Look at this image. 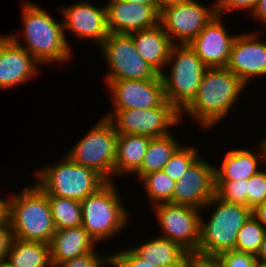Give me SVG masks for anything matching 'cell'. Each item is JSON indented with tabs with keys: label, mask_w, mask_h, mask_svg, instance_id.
Returning <instances> with one entry per match:
<instances>
[{
	"label": "cell",
	"mask_w": 266,
	"mask_h": 267,
	"mask_svg": "<svg viewBox=\"0 0 266 267\" xmlns=\"http://www.w3.org/2000/svg\"><path fill=\"white\" fill-rule=\"evenodd\" d=\"M24 2V3H23ZM22 2V39L12 33L8 35L24 48L40 64L67 63L73 60V53L64 33L63 21L57 22L47 11L33 2Z\"/></svg>",
	"instance_id": "1"
},
{
	"label": "cell",
	"mask_w": 266,
	"mask_h": 267,
	"mask_svg": "<svg viewBox=\"0 0 266 267\" xmlns=\"http://www.w3.org/2000/svg\"><path fill=\"white\" fill-rule=\"evenodd\" d=\"M246 84L226 67L207 68L193 101L180 113L209 129L228 116Z\"/></svg>",
	"instance_id": "2"
},
{
	"label": "cell",
	"mask_w": 266,
	"mask_h": 267,
	"mask_svg": "<svg viewBox=\"0 0 266 267\" xmlns=\"http://www.w3.org/2000/svg\"><path fill=\"white\" fill-rule=\"evenodd\" d=\"M8 222L13 237L49 244L56 232L47 194L34 182L8 197Z\"/></svg>",
	"instance_id": "3"
},
{
	"label": "cell",
	"mask_w": 266,
	"mask_h": 267,
	"mask_svg": "<svg viewBox=\"0 0 266 267\" xmlns=\"http://www.w3.org/2000/svg\"><path fill=\"white\" fill-rule=\"evenodd\" d=\"M214 208L209 220L200 218V240L197 255L200 258H216L219 254L235 250L239 230L252 215L246 206L230 203L215 196L203 207Z\"/></svg>",
	"instance_id": "4"
},
{
	"label": "cell",
	"mask_w": 266,
	"mask_h": 267,
	"mask_svg": "<svg viewBox=\"0 0 266 267\" xmlns=\"http://www.w3.org/2000/svg\"><path fill=\"white\" fill-rule=\"evenodd\" d=\"M116 188L114 181H107L95 193L80 202L82 227L96 243L120 235V231L130 223L131 215L123 205Z\"/></svg>",
	"instance_id": "5"
},
{
	"label": "cell",
	"mask_w": 266,
	"mask_h": 267,
	"mask_svg": "<svg viewBox=\"0 0 266 267\" xmlns=\"http://www.w3.org/2000/svg\"><path fill=\"white\" fill-rule=\"evenodd\" d=\"M34 176V182L47 196H59L80 202L107 182L96 171L73 162L65 154L59 163L36 170Z\"/></svg>",
	"instance_id": "6"
},
{
	"label": "cell",
	"mask_w": 266,
	"mask_h": 267,
	"mask_svg": "<svg viewBox=\"0 0 266 267\" xmlns=\"http://www.w3.org/2000/svg\"><path fill=\"white\" fill-rule=\"evenodd\" d=\"M166 67L169 74H161L165 99L181 113L195 98L208 67L188 44L172 46Z\"/></svg>",
	"instance_id": "7"
},
{
	"label": "cell",
	"mask_w": 266,
	"mask_h": 267,
	"mask_svg": "<svg viewBox=\"0 0 266 267\" xmlns=\"http://www.w3.org/2000/svg\"><path fill=\"white\" fill-rule=\"evenodd\" d=\"M85 134L65 155L73 162L93 169L106 181H114L118 136L114 125L103 117Z\"/></svg>",
	"instance_id": "8"
},
{
	"label": "cell",
	"mask_w": 266,
	"mask_h": 267,
	"mask_svg": "<svg viewBox=\"0 0 266 267\" xmlns=\"http://www.w3.org/2000/svg\"><path fill=\"white\" fill-rule=\"evenodd\" d=\"M103 53L108 72L105 83L116 80H147L159 73L139 54L130 34L109 33L98 46Z\"/></svg>",
	"instance_id": "9"
},
{
	"label": "cell",
	"mask_w": 266,
	"mask_h": 267,
	"mask_svg": "<svg viewBox=\"0 0 266 267\" xmlns=\"http://www.w3.org/2000/svg\"><path fill=\"white\" fill-rule=\"evenodd\" d=\"M114 125L117 134H135L150 138L172 133V126L181 124L180 113L165 100L160 106L149 109L114 110L103 116Z\"/></svg>",
	"instance_id": "10"
},
{
	"label": "cell",
	"mask_w": 266,
	"mask_h": 267,
	"mask_svg": "<svg viewBox=\"0 0 266 267\" xmlns=\"http://www.w3.org/2000/svg\"><path fill=\"white\" fill-rule=\"evenodd\" d=\"M214 15L215 2L206 7L197 0H184L161 7L160 25L173 44H189Z\"/></svg>",
	"instance_id": "11"
},
{
	"label": "cell",
	"mask_w": 266,
	"mask_h": 267,
	"mask_svg": "<svg viewBox=\"0 0 266 267\" xmlns=\"http://www.w3.org/2000/svg\"><path fill=\"white\" fill-rule=\"evenodd\" d=\"M160 237L178 243L190 255H197L200 240V209L172 204L160 203L153 206Z\"/></svg>",
	"instance_id": "12"
},
{
	"label": "cell",
	"mask_w": 266,
	"mask_h": 267,
	"mask_svg": "<svg viewBox=\"0 0 266 267\" xmlns=\"http://www.w3.org/2000/svg\"><path fill=\"white\" fill-rule=\"evenodd\" d=\"M214 196L215 166L200 156L176 182L171 203L203 211Z\"/></svg>",
	"instance_id": "13"
},
{
	"label": "cell",
	"mask_w": 266,
	"mask_h": 267,
	"mask_svg": "<svg viewBox=\"0 0 266 267\" xmlns=\"http://www.w3.org/2000/svg\"><path fill=\"white\" fill-rule=\"evenodd\" d=\"M106 87L111 94L112 110L149 109L166 100L161 74L147 80L109 81Z\"/></svg>",
	"instance_id": "14"
},
{
	"label": "cell",
	"mask_w": 266,
	"mask_h": 267,
	"mask_svg": "<svg viewBox=\"0 0 266 267\" xmlns=\"http://www.w3.org/2000/svg\"><path fill=\"white\" fill-rule=\"evenodd\" d=\"M59 9L64 15V33L71 31L77 39L93 41L97 46L109 35L105 5L96 7L82 0Z\"/></svg>",
	"instance_id": "15"
},
{
	"label": "cell",
	"mask_w": 266,
	"mask_h": 267,
	"mask_svg": "<svg viewBox=\"0 0 266 267\" xmlns=\"http://www.w3.org/2000/svg\"><path fill=\"white\" fill-rule=\"evenodd\" d=\"M259 31L237 34L226 68L246 85L255 76H266V42Z\"/></svg>",
	"instance_id": "16"
},
{
	"label": "cell",
	"mask_w": 266,
	"mask_h": 267,
	"mask_svg": "<svg viewBox=\"0 0 266 267\" xmlns=\"http://www.w3.org/2000/svg\"><path fill=\"white\" fill-rule=\"evenodd\" d=\"M105 6L109 33L130 34L160 24L159 5L109 0Z\"/></svg>",
	"instance_id": "17"
},
{
	"label": "cell",
	"mask_w": 266,
	"mask_h": 267,
	"mask_svg": "<svg viewBox=\"0 0 266 267\" xmlns=\"http://www.w3.org/2000/svg\"><path fill=\"white\" fill-rule=\"evenodd\" d=\"M222 17L219 14L214 15L188 44L208 68L226 67L237 36L228 33Z\"/></svg>",
	"instance_id": "18"
},
{
	"label": "cell",
	"mask_w": 266,
	"mask_h": 267,
	"mask_svg": "<svg viewBox=\"0 0 266 267\" xmlns=\"http://www.w3.org/2000/svg\"><path fill=\"white\" fill-rule=\"evenodd\" d=\"M41 64L7 34L0 35V89L26 83L38 75Z\"/></svg>",
	"instance_id": "19"
},
{
	"label": "cell",
	"mask_w": 266,
	"mask_h": 267,
	"mask_svg": "<svg viewBox=\"0 0 266 267\" xmlns=\"http://www.w3.org/2000/svg\"><path fill=\"white\" fill-rule=\"evenodd\" d=\"M50 258L55 267L65 260L85 255L96 249V241L82 227L56 230L50 243Z\"/></svg>",
	"instance_id": "20"
},
{
	"label": "cell",
	"mask_w": 266,
	"mask_h": 267,
	"mask_svg": "<svg viewBox=\"0 0 266 267\" xmlns=\"http://www.w3.org/2000/svg\"><path fill=\"white\" fill-rule=\"evenodd\" d=\"M130 35L138 54L162 74L174 45L163 27L159 24L150 29L132 32Z\"/></svg>",
	"instance_id": "21"
},
{
	"label": "cell",
	"mask_w": 266,
	"mask_h": 267,
	"mask_svg": "<svg viewBox=\"0 0 266 267\" xmlns=\"http://www.w3.org/2000/svg\"><path fill=\"white\" fill-rule=\"evenodd\" d=\"M258 154L248 149H233L224 156L220 167L215 166V181L248 180L258 173L260 161H266V149L261 141ZM261 159V160H260ZM260 160V161H259Z\"/></svg>",
	"instance_id": "22"
},
{
	"label": "cell",
	"mask_w": 266,
	"mask_h": 267,
	"mask_svg": "<svg viewBox=\"0 0 266 267\" xmlns=\"http://www.w3.org/2000/svg\"><path fill=\"white\" fill-rule=\"evenodd\" d=\"M130 249L141 259L157 267H187L190 258V254L178 243L160 236Z\"/></svg>",
	"instance_id": "23"
},
{
	"label": "cell",
	"mask_w": 266,
	"mask_h": 267,
	"mask_svg": "<svg viewBox=\"0 0 266 267\" xmlns=\"http://www.w3.org/2000/svg\"><path fill=\"white\" fill-rule=\"evenodd\" d=\"M151 138L135 134H118L114 177L135 173L141 166Z\"/></svg>",
	"instance_id": "24"
},
{
	"label": "cell",
	"mask_w": 266,
	"mask_h": 267,
	"mask_svg": "<svg viewBox=\"0 0 266 267\" xmlns=\"http://www.w3.org/2000/svg\"><path fill=\"white\" fill-rule=\"evenodd\" d=\"M6 261L12 267H53L49 244L14 238Z\"/></svg>",
	"instance_id": "25"
},
{
	"label": "cell",
	"mask_w": 266,
	"mask_h": 267,
	"mask_svg": "<svg viewBox=\"0 0 266 267\" xmlns=\"http://www.w3.org/2000/svg\"><path fill=\"white\" fill-rule=\"evenodd\" d=\"M172 133L151 138L140 168L134 173L140 180L144 175L162 171L163 167L181 146Z\"/></svg>",
	"instance_id": "26"
},
{
	"label": "cell",
	"mask_w": 266,
	"mask_h": 267,
	"mask_svg": "<svg viewBox=\"0 0 266 267\" xmlns=\"http://www.w3.org/2000/svg\"><path fill=\"white\" fill-rule=\"evenodd\" d=\"M47 197L56 230L82 226L80 201L59 196Z\"/></svg>",
	"instance_id": "27"
},
{
	"label": "cell",
	"mask_w": 266,
	"mask_h": 267,
	"mask_svg": "<svg viewBox=\"0 0 266 267\" xmlns=\"http://www.w3.org/2000/svg\"><path fill=\"white\" fill-rule=\"evenodd\" d=\"M142 180V181H141ZM140 181L144 184L146 198L153 204L171 203L176 182L162 171L144 175Z\"/></svg>",
	"instance_id": "28"
},
{
	"label": "cell",
	"mask_w": 266,
	"mask_h": 267,
	"mask_svg": "<svg viewBox=\"0 0 266 267\" xmlns=\"http://www.w3.org/2000/svg\"><path fill=\"white\" fill-rule=\"evenodd\" d=\"M265 232V228L251 215L238 232L235 250L256 256L262 244Z\"/></svg>",
	"instance_id": "29"
},
{
	"label": "cell",
	"mask_w": 266,
	"mask_h": 267,
	"mask_svg": "<svg viewBox=\"0 0 266 267\" xmlns=\"http://www.w3.org/2000/svg\"><path fill=\"white\" fill-rule=\"evenodd\" d=\"M199 154L200 152L197 151L196 147L181 145L163 167L162 172L177 182L200 157Z\"/></svg>",
	"instance_id": "30"
},
{
	"label": "cell",
	"mask_w": 266,
	"mask_h": 267,
	"mask_svg": "<svg viewBox=\"0 0 266 267\" xmlns=\"http://www.w3.org/2000/svg\"><path fill=\"white\" fill-rule=\"evenodd\" d=\"M248 180L215 181V194L222 200L247 207Z\"/></svg>",
	"instance_id": "31"
},
{
	"label": "cell",
	"mask_w": 266,
	"mask_h": 267,
	"mask_svg": "<svg viewBox=\"0 0 266 267\" xmlns=\"http://www.w3.org/2000/svg\"><path fill=\"white\" fill-rule=\"evenodd\" d=\"M266 165V163H265ZM266 200V169L260 170L248 179L247 207L254 210Z\"/></svg>",
	"instance_id": "32"
},
{
	"label": "cell",
	"mask_w": 266,
	"mask_h": 267,
	"mask_svg": "<svg viewBox=\"0 0 266 267\" xmlns=\"http://www.w3.org/2000/svg\"><path fill=\"white\" fill-rule=\"evenodd\" d=\"M95 249L85 255L65 260L55 267H111V255H99Z\"/></svg>",
	"instance_id": "33"
},
{
	"label": "cell",
	"mask_w": 266,
	"mask_h": 267,
	"mask_svg": "<svg viewBox=\"0 0 266 267\" xmlns=\"http://www.w3.org/2000/svg\"><path fill=\"white\" fill-rule=\"evenodd\" d=\"M222 267H257L255 255L236 250H229L215 258Z\"/></svg>",
	"instance_id": "34"
},
{
	"label": "cell",
	"mask_w": 266,
	"mask_h": 267,
	"mask_svg": "<svg viewBox=\"0 0 266 267\" xmlns=\"http://www.w3.org/2000/svg\"><path fill=\"white\" fill-rule=\"evenodd\" d=\"M110 255L112 267H157L152 266V264L138 257L130 247L124 251L111 253Z\"/></svg>",
	"instance_id": "35"
},
{
	"label": "cell",
	"mask_w": 266,
	"mask_h": 267,
	"mask_svg": "<svg viewBox=\"0 0 266 267\" xmlns=\"http://www.w3.org/2000/svg\"><path fill=\"white\" fill-rule=\"evenodd\" d=\"M258 2L259 0H215L216 14L224 16L233 10L243 9L251 15Z\"/></svg>",
	"instance_id": "36"
},
{
	"label": "cell",
	"mask_w": 266,
	"mask_h": 267,
	"mask_svg": "<svg viewBox=\"0 0 266 267\" xmlns=\"http://www.w3.org/2000/svg\"><path fill=\"white\" fill-rule=\"evenodd\" d=\"M13 239V231L7 221L0 226V262L6 261Z\"/></svg>",
	"instance_id": "37"
},
{
	"label": "cell",
	"mask_w": 266,
	"mask_h": 267,
	"mask_svg": "<svg viewBox=\"0 0 266 267\" xmlns=\"http://www.w3.org/2000/svg\"><path fill=\"white\" fill-rule=\"evenodd\" d=\"M187 267H222L215 258H200L190 255Z\"/></svg>",
	"instance_id": "38"
},
{
	"label": "cell",
	"mask_w": 266,
	"mask_h": 267,
	"mask_svg": "<svg viewBox=\"0 0 266 267\" xmlns=\"http://www.w3.org/2000/svg\"><path fill=\"white\" fill-rule=\"evenodd\" d=\"M250 16L266 25V0H259L257 6Z\"/></svg>",
	"instance_id": "39"
},
{
	"label": "cell",
	"mask_w": 266,
	"mask_h": 267,
	"mask_svg": "<svg viewBox=\"0 0 266 267\" xmlns=\"http://www.w3.org/2000/svg\"><path fill=\"white\" fill-rule=\"evenodd\" d=\"M252 215L260 222L266 230V200L252 210Z\"/></svg>",
	"instance_id": "40"
},
{
	"label": "cell",
	"mask_w": 266,
	"mask_h": 267,
	"mask_svg": "<svg viewBox=\"0 0 266 267\" xmlns=\"http://www.w3.org/2000/svg\"><path fill=\"white\" fill-rule=\"evenodd\" d=\"M256 259L258 263L266 264V232L260 246V249L256 255Z\"/></svg>",
	"instance_id": "41"
},
{
	"label": "cell",
	"mask_w": 266,
	"mask_h": 267,
	"mask_svg": "<svg viewBox=\"0 0 266 267\" xmlns=\"http://www.w3.org/2000/svg\"><path fill=\"white\" fill-rule=\"evenodd\" d=\"M8 221V201H0V226Z\"/></svg>",
	"instance_id": "42"
},
{
	"label": "cell",
	"mask_w": 266,
	"mask_h": 267,
	"mask_svg": "<svg viewBox=\"0 0 266 267\" xmlns=\"http://www.w3.org/2000/svg\"><path fill=\"white\" fill-rule=\"evenodd\" d=\"M130 3H139V4H147V5H158L157 0H122Z\"/></svg>",
	"instance_id": "43"
},
{
	"label": "cell",
	"mask_w": 266,
	"mask_h": 267,
	"mask_svg": "<svg viewBox=\"0 0 266 267\" xmlns=\"http://www.w3.org/2000/svg\"><path fill=\"white\" fill-rule=\"evenodd\" d=\"M184 0H157V4L162 7L164 5L170 4V3H174V2H181Z\"/></svg>",
	"instance_id": "44"
},
{
	"label": "cell",
	"mask_w": 266,
	"mask_h": 267,
	"mask_svg": "<svg viewBox=\"0 0 266 267\" xmlns=\"http://www.w3.org/2000/svg\"><path fill=\"white\" fill-rule=\"evenodd\" d=\"M0 267H12L7 261L0 262Z\"/></svg>",
	"instance_id": "45"
},
{
	"label": "cell",
	"mask_w": 266,
	"mask_h": 267,
	"mask_svg": "<svg viewBox=\"0 0 266 267\" xmlns=\"http://www.w3.org/2000/svg\"><path fill=\"white\" fill-rule=\"evenodd\" d=\"M260 141L263 142V144H264V146H265V149H266V136H265L262 140H260Z\"/></svg>",
	"instance_id": "46"
},
{
	"label": "cell",
	"mask_w": 266,
	"mask_h": 267,
	"mask_svg": "<svg viewBox=\"0 0 266 267\" xmlns=\"http://www.w3.org/2000/svg\"><path fill=\"white\" fill-rule=\"evenodd\" d=\"M257 267H266V264L258 263V264H257Z\"/></svg>",
	"instance_id": "47"
},
{
	"label": "cell",
	"mask_w": 266,
	"mask_h": 267,
	"mask_svg": "<svg viewBox=\"0 0 266 267\" xmlns=\"http://www.w3.org/2000/svg\"><path fill=\"white\" fill-rule=\"evenodd\" d=\"M0 201H8V198H6V199H1V197H0Z\"/></svg>",
	"instance_id": "48"
}]
</instances>
